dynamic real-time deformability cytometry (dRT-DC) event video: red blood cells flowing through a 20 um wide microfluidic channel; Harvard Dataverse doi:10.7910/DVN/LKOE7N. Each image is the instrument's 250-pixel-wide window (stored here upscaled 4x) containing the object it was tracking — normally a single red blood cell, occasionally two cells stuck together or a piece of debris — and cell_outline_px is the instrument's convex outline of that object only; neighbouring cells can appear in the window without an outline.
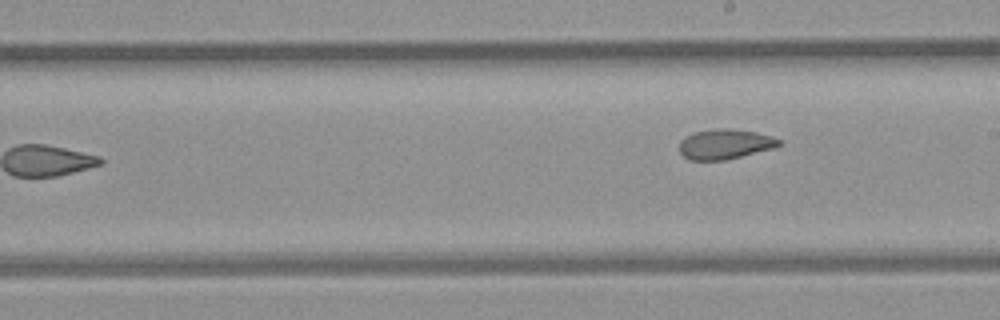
{"species": "common noctule bat (a hibernating species)", "species_latin": "Nyctalus noctula", "temperature_condition": "room temperature", "stored_images_in_passage": 10, "camera_frame_rate_fps": 3000, "um_per_image_px": 0.085, "animal": {"sex": "female", "body_mass_g": 21.9}, "frame": {"image": 1, "passage_image": 10, "time_ms": 10.333, "image_size_px": [1000, 320], "cell_outline_px": [[784, 144], [776, 148], [724, 160], [688, 160], [680, 152], [680, 140], [692, 132], [724, 128], [728, 128], [756, 132], [780, 140]], "centroid_in_image_um": [61.63, 12.26], "position_along_channel_um": 227.4, "area_um2": 17.4}}